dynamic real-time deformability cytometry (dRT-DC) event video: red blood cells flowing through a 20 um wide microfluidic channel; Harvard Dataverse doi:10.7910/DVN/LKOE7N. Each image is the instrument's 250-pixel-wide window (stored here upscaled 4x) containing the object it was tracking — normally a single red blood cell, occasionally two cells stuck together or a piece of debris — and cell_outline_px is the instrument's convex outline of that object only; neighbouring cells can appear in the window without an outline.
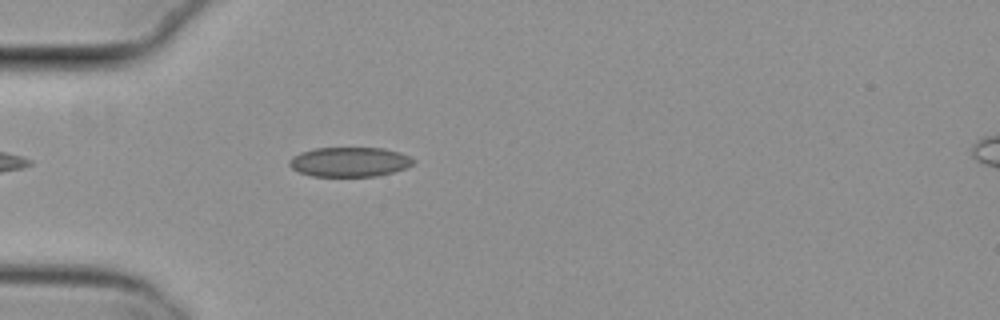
{"species": "common noctule bat (a hibernating species)", "species_latin": "Nyctalus noctula", "temperature_condition": "cold", "stored_images_in_passage": 3, "camera_frame_rate_fps": 3000, "um_per_image_px": 0.085, "animal": {"sex": "female", "body_mass_g": 29.2, "forearm_length_mm": 56.3}, "frame": {"image": 1, "passage_image": 3, "time_ms": 0.667, "image_size_px": [1000, 320], "cell_outline_px": [[416, 160], [412, 164], [404, 168], [392, 172], [376, 176], [312, 176], [300, 172], [292, 168], [288, 164], [288, 160], [292, 156], [300, 152], [316, 148], [384, 148], [400, 152]], "centroid_in_image_um": [29.69, 13.75], "position_along_channel_um": 55.3, "area_um2": 21.33}}